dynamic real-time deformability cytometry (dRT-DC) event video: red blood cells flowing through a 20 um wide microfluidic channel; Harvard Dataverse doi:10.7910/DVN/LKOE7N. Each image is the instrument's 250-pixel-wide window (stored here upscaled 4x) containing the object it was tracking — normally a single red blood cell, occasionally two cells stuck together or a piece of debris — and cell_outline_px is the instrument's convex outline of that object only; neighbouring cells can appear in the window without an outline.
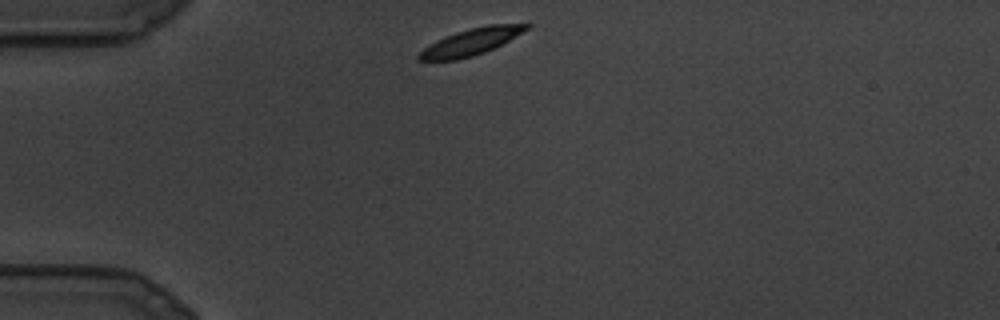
{"species": "common noctule bat (a hibernating species)", "species_latin": "Nyctalus noctula", "temperature_condition": "cold", "stored_images_in_passage": 8, "camera_frame_rate_fps": 3000, "um_per_image_px": 0.085, "animal": {"sex": "male", "body_mass_g": 19.5, "forearm_length_mm": 54.6}, "frame": {"image": 1, "passage_image": 1, "time_ms": 0.0, "image_size_px": [1000, 320], "cell_outline_px": [[532, 24], [528, 28], [508, 40], [484, 52], [472, 56], [456, 60], [416, 60], [416, 56], [424, 48], [436, 40], [456, 32], [488, 24], [528, 20]], "centroid_in_image_um": [40.12, 3.5], "position_along_channel_um": 44.9, "area_um2": 16.88}}
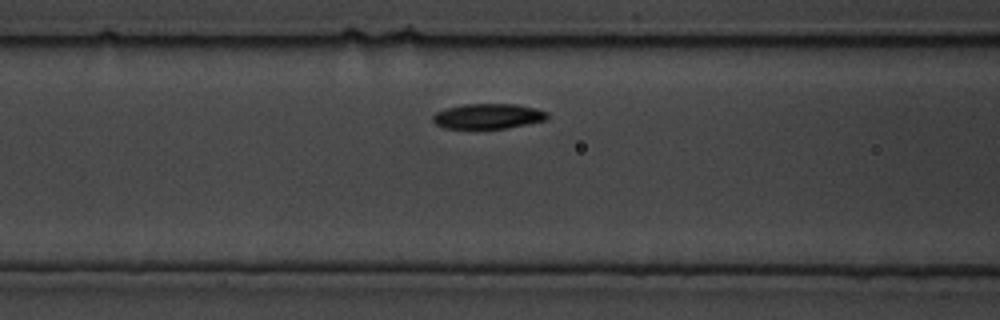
{"frame": {"image": 2, "passage_image": 6, "time_ms": 1.667, "image_size_px": [1000, 320], "cell_outline_px": [[548, 120], [508, 128], [444, 128], [436, 124], [432, 120], [432, 116], [436, 112], [448, 108], [464, 104], [516, 104], [536, 108], [548, 112]], "centroid_in_image_um": [41.53, 9.88], "position_along_channel_um": 125.1, "area_um2": 16.82}}
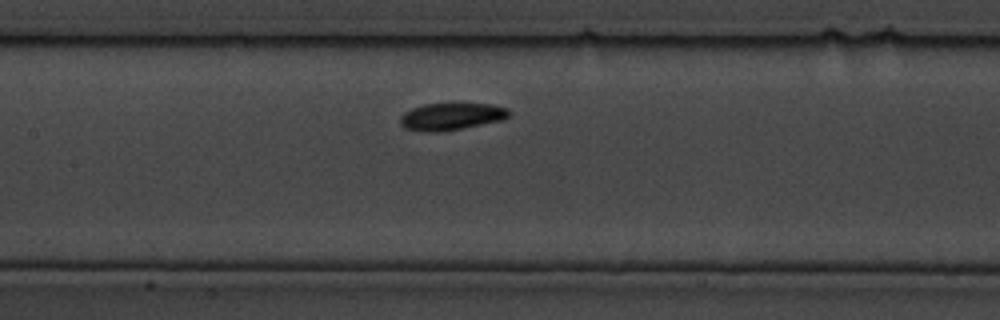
{"frame": {"image": 3, "passage_image": 8, "time_ms": 2.333, "image_size_px": [1000, 320], "cell_outline_px": [[512, 112], [504, 120], [464, 128], [440, 132], [428, 132], [404, 128], [400, 124], [400, 116], [404, 112], [412, 108], [424, 104], [452, 100], [456, 100], [488, 104], [508, 108]], "centroid_in_image_um": [38.39, 9.85], "position_along_channel_um": 169.0, "area_um2": 18.26}}